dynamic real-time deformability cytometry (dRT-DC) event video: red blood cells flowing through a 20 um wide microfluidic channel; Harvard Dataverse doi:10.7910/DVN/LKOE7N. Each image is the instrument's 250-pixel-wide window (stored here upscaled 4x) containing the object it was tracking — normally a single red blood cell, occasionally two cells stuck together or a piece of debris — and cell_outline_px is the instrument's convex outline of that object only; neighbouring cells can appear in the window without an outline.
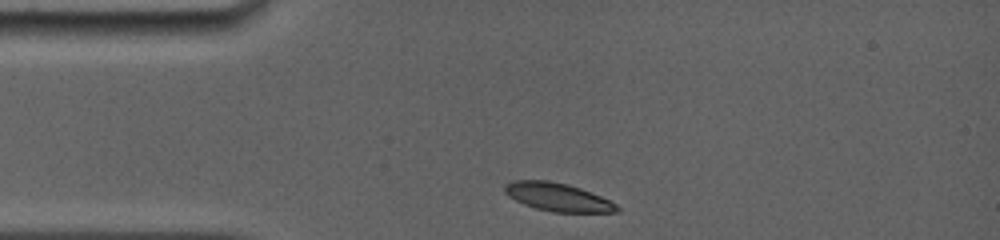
{"species": "common noctule bat (a hibernating species)", "species_latin": "Nyctalus noctula", "temperature_condition": "room temperature", "stored_images_in_passage": 20, "camera_frame_rate_fps": 5000, "um_per_image_px": 0.085, "animal": {"sex": "female", "body_mass_g": 19.0, "forearm_length_mm": 56.7}, "frame": {"image": 1, "passage_image": 1, "time_ms": 0.0, "image_size_px": [1000, 240], "cell_outline_px": [[620, 212], [552, 212], [536, 208], [524, 204], [508, 196], [504, 192], [504, 184], [512, 180], [548, 180], [568, 184], [580, 188], [600, 196], [616, 204], [620, 208]], "centroid_in_image_um": [47.38, 16.74], "position_along_channel_um": 37.6, "area_um2": 18.44}}
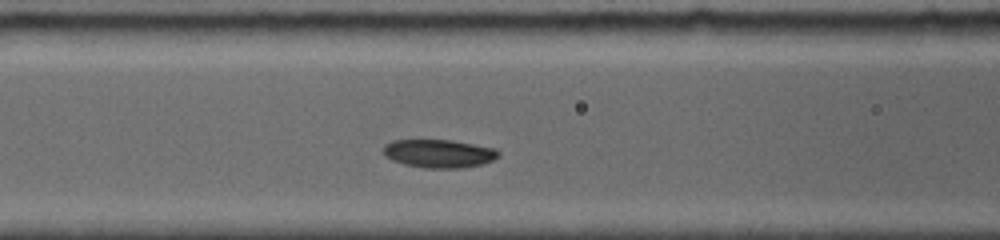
{"frame": {"image": 2, "passage_image": 12, "time_ms": 3.0, "image_size_px": [1000, 240], "cell_outline_px": [[500, 152], [492, 160], [484, 164], [460, 168], [424, 168], [404, 164], [392, 160], [384, 156], [384, 144], [392, 140], [452, 140], [496, 148]], "centroid_in_image_um": [37.29, 13.05], "position_along_channel_um": 129.3, "area_um2": 19.02}}
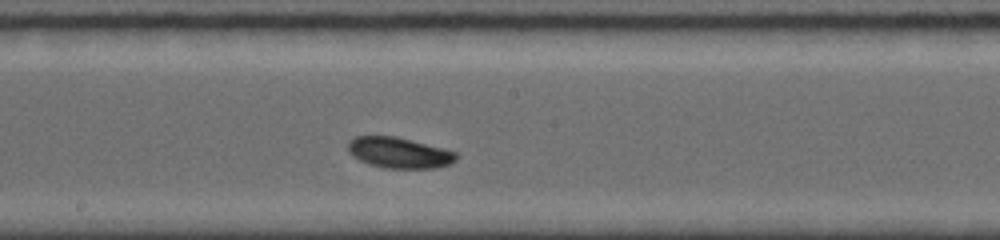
{"frame": {"image": 3, "passage_image": 20, "time_ms": 5.2, "image_size_px": [1000, 240], "cell_outline_px": [[456, 160], [448, 164], [436, 168], [388, 168], [368, 164], [352, 156], [348, 152], [348, 140], [356, 136], [396, 136], [444, 148], [456, 152]], "centroid_in_image_um": [33.9, 12.97], "position_along_channel_um": 214.3, "area_um2": 19.42}}